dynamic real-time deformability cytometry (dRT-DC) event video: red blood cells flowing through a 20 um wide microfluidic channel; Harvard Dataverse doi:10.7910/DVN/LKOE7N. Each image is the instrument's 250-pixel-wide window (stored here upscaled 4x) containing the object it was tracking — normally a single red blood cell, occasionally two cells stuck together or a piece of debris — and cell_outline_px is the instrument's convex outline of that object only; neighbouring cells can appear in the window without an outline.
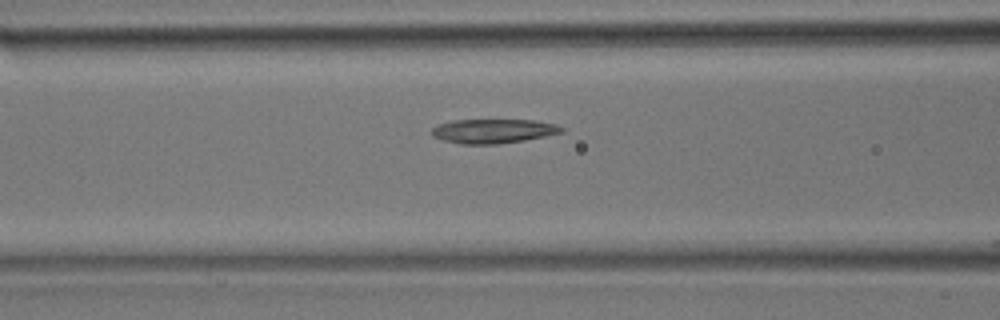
{"species": "common noctule bat (a hibernating species)", "species_latin": "Nyctalus noctula", "temperature_condition": "room temperature", "stored_images_in_passage": 18, "camera_frame_rate_fps": 3000, "um_per_image_px": 0.085, "animal": {"sex": "male", "body_mass_g": 17.9}, "frame": {"image": 1, "passage_image": 12, "time_ms": 3.667, "image_size_px": [1000, 320], "cell_outline_px": [[564, 132], [524, 140], [496, 144], [460, 144], [444, 140], [432, 136], [432, 128], [436, 124], [452, 120], [536, 120], [556, 124], [564, 128]], "centroid_in_image_um": [41.91, 11.13], "position_along_channel_um": 124.7, "area_um2": 18.38}}
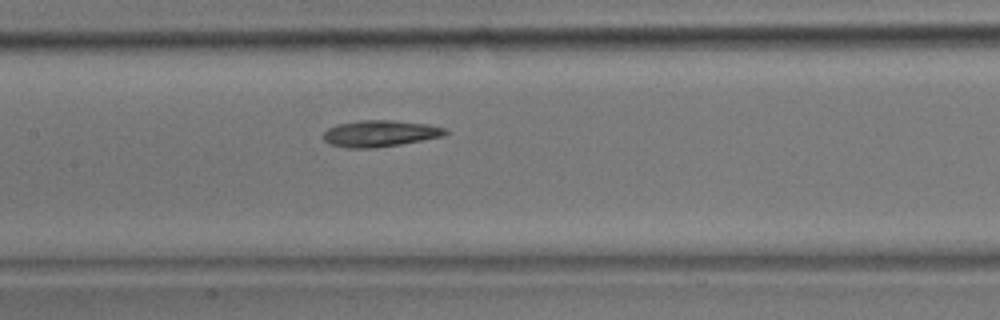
{"frame": {"image": 2, "passage_image": 15, "time_ms": 4.667, "image_size_px": [1000, 320], "cell_outline_px": [[448, 132], [440, 136], [400, 144], [376, 148], [344, 148], [328, 144], [324, 140], [324, 132], [328, 128], [336, 124], [360, 120], [392, 120], [428, 124], [444, 128]], "centroid_in_image_um": [32.22, 11.35], "position_along_channel_um": 175.2, "area_um2": 18.73}}
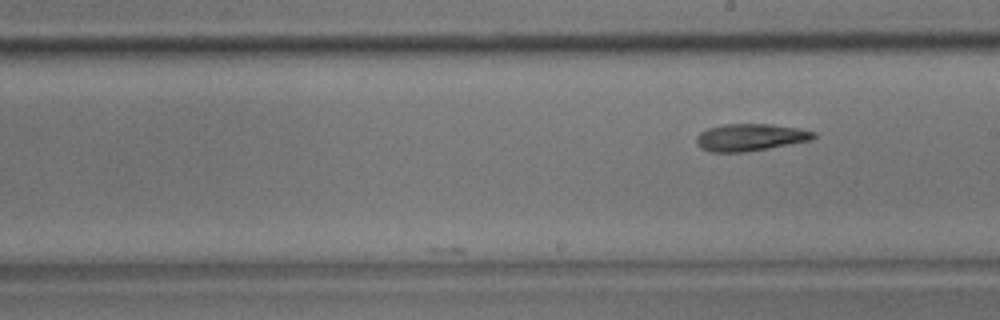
{"frame": {"image": 3, "passage_image": 18, "time_ms": 5.667, "image_size_px": [1000, 320], "cell_outline_px": [[816, 136], [812, 140], [768, 148], [744, 152], [712, 152], [700, 148], [696, 144], [696, 136], [700, 132], [708, 128], [724, 124], [772, 124], [796, 128], [816, 132]], "centroid_in_image_um": [63.75, 11.67], "position_along_channel_um": 225.3, "area_um2": 18.55}}